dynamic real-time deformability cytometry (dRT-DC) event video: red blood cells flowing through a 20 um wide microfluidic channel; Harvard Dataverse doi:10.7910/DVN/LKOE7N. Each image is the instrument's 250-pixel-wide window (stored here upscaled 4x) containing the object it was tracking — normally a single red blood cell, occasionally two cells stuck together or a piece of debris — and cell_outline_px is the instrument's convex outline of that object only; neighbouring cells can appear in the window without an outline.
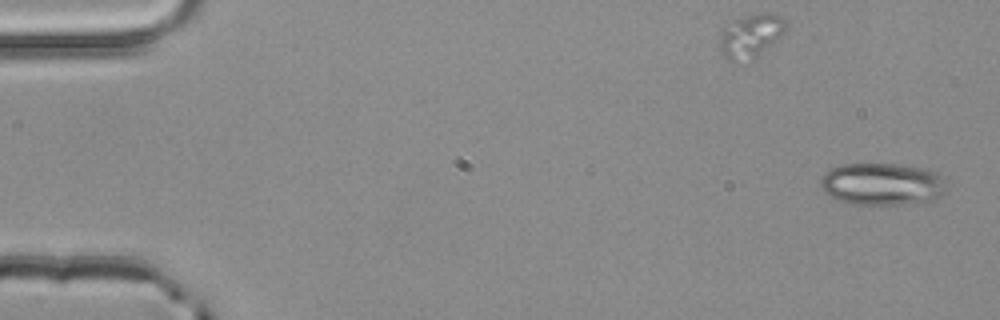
{"species": "common noctule bat (a hibernating species)", "species_latin": "Nyctalus noctula", "temperature_condition": "room temperature", "stored_images_in_passage": 5, "camera_frame_rate_fps": 3000, "um_per_image_px": 0.085, "animal": {"sex": "male", "body_mass_g": 20.4}, "frame": {"image": 1, "passage_image": 1, "time_ms": 0.0, "image_size_px": [1000, 320], "cell_outline_px": [[948, 188], [940, 196], [928, 200], [908, 204], [852, 204], [840, 200], [824, 192], [820, 184], [820, 180], [832, 168], [844, 164], [896, 164], [924, 168], [936, 172], [940, 176]], "centroid_in_image_um": [75.0, 15.64], "position_along_channel_um": 10.0, "area_um2": 30.63}}
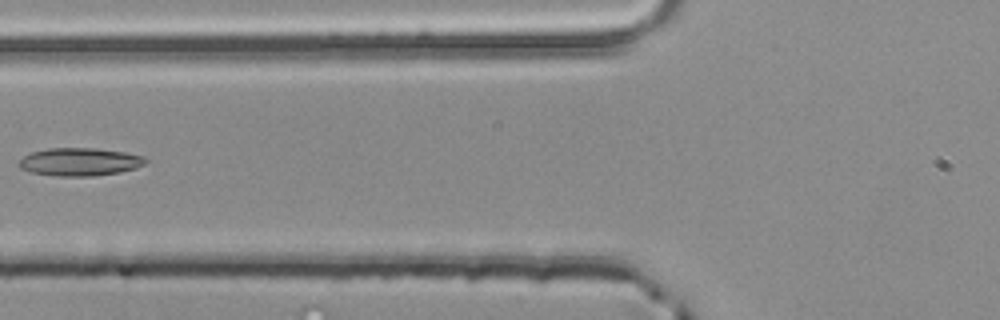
{"frame": {"image": 2, "passage_image": 5, "time_ms": 1.333, "image_size_px": [1000, 320], "cell_outline_px": [[148, 160], [144, 164], [136, 168], [120, 172], [92, 176], [60, 176], [32, 172], [20, 168], [16, 164], [24, 156], [32, 152], [48, 148], [96, 148], [124, 152], [144, 156]], "centroid_in_image_um": [6.79, 13.75], "position_along_channel_um": 119.0, "area_um2": 20.58}}